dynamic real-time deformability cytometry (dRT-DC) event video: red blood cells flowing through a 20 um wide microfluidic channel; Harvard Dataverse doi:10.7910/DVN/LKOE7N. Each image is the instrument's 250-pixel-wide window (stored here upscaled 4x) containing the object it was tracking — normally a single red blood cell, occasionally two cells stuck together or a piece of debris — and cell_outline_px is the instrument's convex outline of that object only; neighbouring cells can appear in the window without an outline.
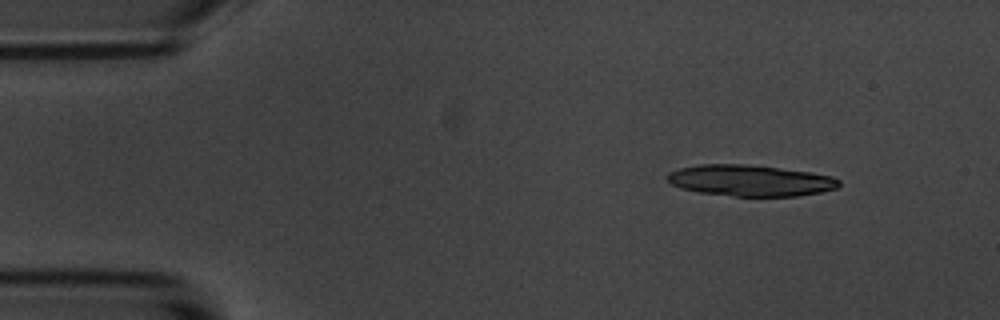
{"species": "common noctule bat (a hibernating species)", "species_latin": "Nyctalus noctula", "temperature_condition": "room temperature", "stored_images_in_passage": 6, "camera_frame_rate_fps": 3000, "um_per_image_px": 0.085, "animal": {"sex": "male", "body_mass_g": 20.1, "forearm_length_mm": 53.5}, "frame": {"image": 1, "passage_image": 1, "time_ms": 0.0, "image_size_px": [1000, 320], "cell_outline_px": [[840, 184], [836, 188], [820, 192], [796, 196], [732, 196], [700, 192], [680, 188], [672, 184], [664, 176], [668, 172], [680, 168], [700, 164], [748, 164], [812, 172], [832, 176], [840, 180]], "centroid_in_image_um": [63.76, 15.34], "position_along_channel_um": 21.2, "area_um2": 31.33}}
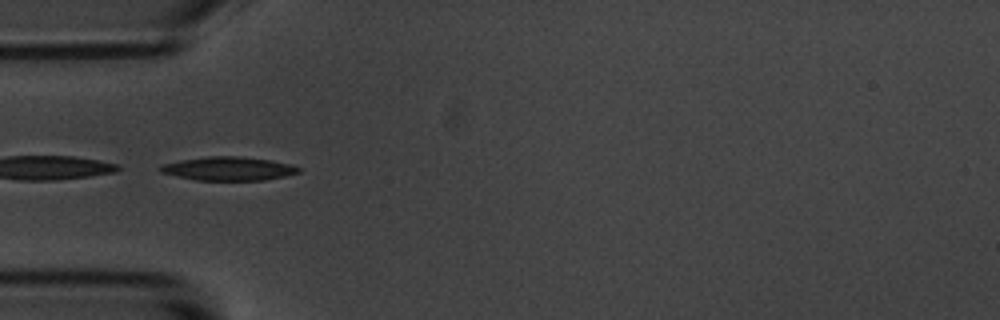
{"frame": {"image": 2, "passage_image": 4, "time_ms": 3.667, "image_size_px": [1000, 320], "cell_outline_px": [[300, 172], [284, 176], [264, 180], [196, 180], [176, 176], [160, 172], [156, 168], [160, 164], [180, 160], [208, 156], [240, 156], [272, 160], [292, 164], [300, 168]], "centroid_in_image_um": [19.38, 14.32], "position_along_channel_um": 65.6, "area_um2": 19.25}}